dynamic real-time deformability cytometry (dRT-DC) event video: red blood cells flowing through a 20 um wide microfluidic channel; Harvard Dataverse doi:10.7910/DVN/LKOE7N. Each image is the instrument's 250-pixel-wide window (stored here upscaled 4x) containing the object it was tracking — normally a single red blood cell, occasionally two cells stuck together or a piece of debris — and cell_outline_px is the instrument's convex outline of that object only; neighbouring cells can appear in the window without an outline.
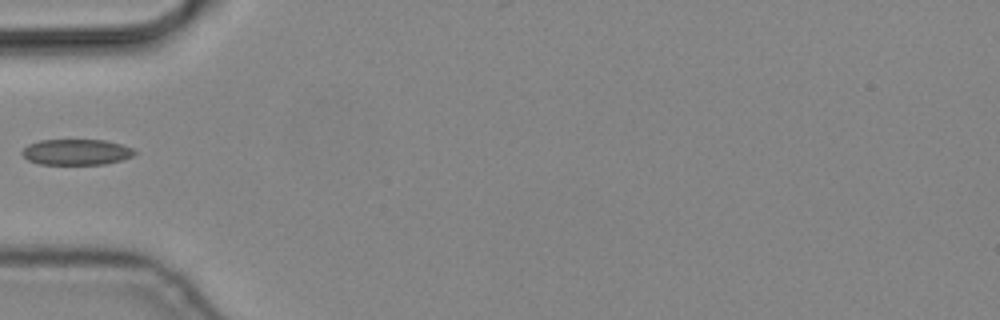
{"species": "common noctule bat (a hibernating species)", "species_latin": "Nyctalus noctula", "temperature_condition": "cold", "stored_images_in_passage": 1, "camera_frame_rate_fps": 3000, "um_per_image_px": 0.085, "animal": {"sex": "male", "body_mass_g": 19.2, "forearm_length_mm": 51.8}, "frame": {"image": 1, "passage_image": 1, "time_ms": 0.0, "image_size_px": [1000, 320], "cell_outline_px": [[136, 152], [132, 156], [124, 160], [104, 164], [40, 164], [28, 160], [20, 152], [28, 144], [40, 140], [104, 140], [120, 144], [132, 148]], "centroid_in_image_um": [6.49, 12.92], "position_along_channel_um": 78.5, "area_um2": 16.88}}